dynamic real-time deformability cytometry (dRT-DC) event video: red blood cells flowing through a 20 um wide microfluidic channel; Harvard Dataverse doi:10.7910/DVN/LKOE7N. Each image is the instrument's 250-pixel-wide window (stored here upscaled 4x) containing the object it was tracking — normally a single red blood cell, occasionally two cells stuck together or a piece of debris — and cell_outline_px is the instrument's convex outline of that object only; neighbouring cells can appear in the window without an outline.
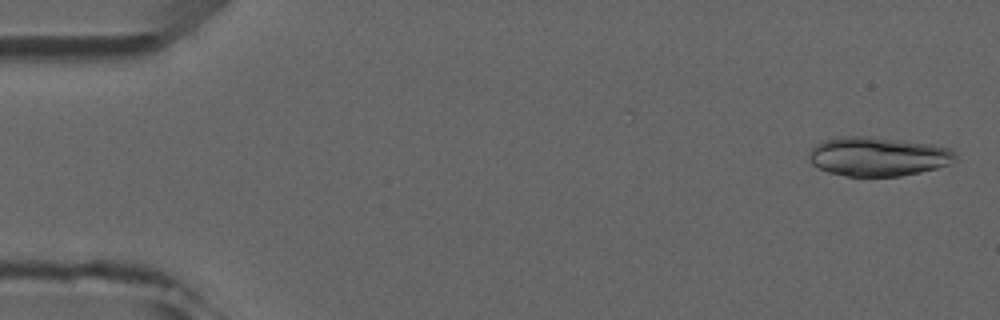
{"species": "common noctule bat (a hibernating species)", "species_latin": "Nyctalus noctula", "temperature_condition": "room temperature", "stored_images_in_passage": 4, "camera_frame_rate_fps": 3000, "um_per_image_px": 0.085, "animal": {"sex": "male", "forearm_length_mm": 52.5}, "frame": {"image": 1, "passage_image": 1, "time_ms": 0.0, "image_size_px": [1000, 320], "cell_outline_px": [[956, 160], [952, 164], [920, 172], [900, 176], [844, 176], [828, 172], [812, 164], [808, 156], [808, 152], [816, 144], [824, 140], [840, 136], [872, 136], [904, 140], [932, 144], [952, 148], [956, 156]], "centroid_in_image_um": [74.65, 13.29], "position_along_channel_um": 10.4, "area_um2": 33.76}}